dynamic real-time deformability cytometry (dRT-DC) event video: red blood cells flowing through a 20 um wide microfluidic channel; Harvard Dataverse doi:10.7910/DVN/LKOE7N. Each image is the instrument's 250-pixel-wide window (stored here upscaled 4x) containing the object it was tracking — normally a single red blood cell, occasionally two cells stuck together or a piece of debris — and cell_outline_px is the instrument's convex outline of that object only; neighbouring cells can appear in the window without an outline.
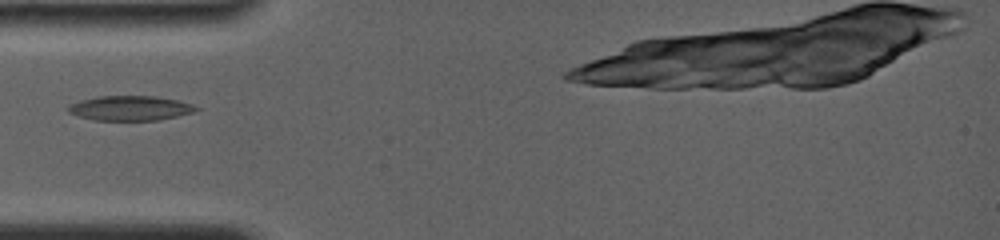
{"species": "common noctule bat (a hibernating species)", "species_latin": "Nyctalus noctula", "temperature_condition": "room temperature", "stored_images_in_passage": 56, "camera_frame_rate_fps": 4000, "um_per_image_px": 0.085, "animal": {"sex": "female", "body_mass_g": 19.0, "forearm_length_mm": 56.7}, "frame": {"image": 1, "passage_image": 1, "time_ms": 0.0, "image_size_px": [1000, 240], "cell_outline_px": [[200, 108], [192, 112], [176, 116], [156, 120], [96, 120], [80, 116], [68, 112], [68, 108], [72, 104], [80, 100], [100, 96], [156, 96], [176, 100]], "centroid_in_image_um": [11.04, 9.19], "position_along_channel_um": 74.0, "area_um2": 17.98}}
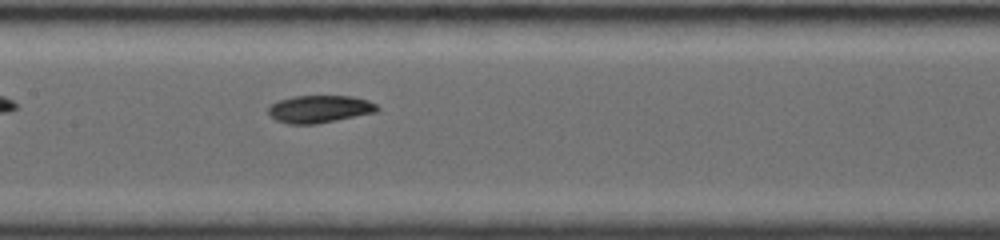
{"frame": {"image": 2, "passage_image": 16, "time_ms": 2.75, "image_size_px": [1000, 240], "cell_outline_px": [[380, 108], [376, 112], [316, 124], [292, 124], [276, 120], [268, 112], [268, 108], [272, 104], [280, 100], [292, 96], [352, 96], [368, 100], [376, 104]], "centroid_in_image_um": [27.18, 9.26], "position_along_channel_um": 180.2, "area_um2": 17.28}}
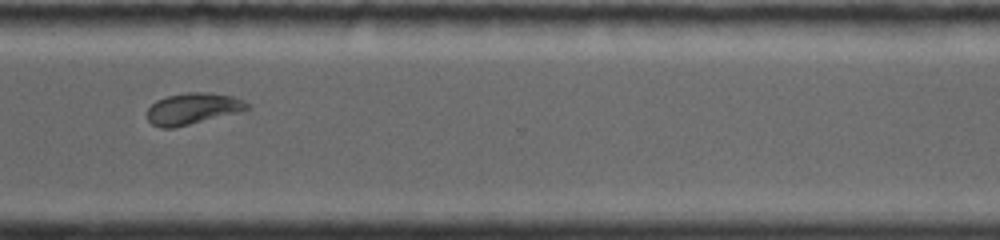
{"frame": {"image": 3, "passage_image": 35, "time_ms": 7.25, "image_size_px": [1000, 240], "cell_outline_px": [[248, 108], [188, 124], [172, 128], [160, 128], [152, 124], [148, 120], [148, 108], [156, 100], [168, 96], [188, 92], [208, 92], [232, 96], [248, 104]], "centroid_in_image_um": [16.28, 9.22], "position_along_channel_um": 354.3, "area_um2": 17.51}}